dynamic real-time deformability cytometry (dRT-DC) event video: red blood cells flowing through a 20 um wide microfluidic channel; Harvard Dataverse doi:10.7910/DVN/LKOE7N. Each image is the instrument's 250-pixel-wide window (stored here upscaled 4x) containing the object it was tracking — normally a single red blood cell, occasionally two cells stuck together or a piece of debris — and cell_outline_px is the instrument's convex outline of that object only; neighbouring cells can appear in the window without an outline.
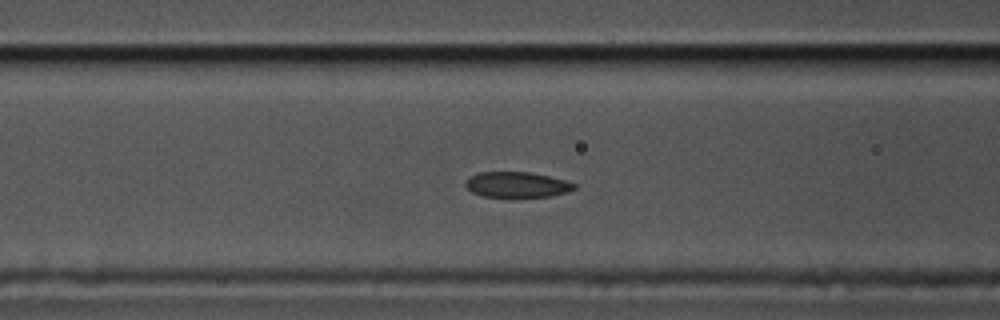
{"species": "common noctule bat (a hibernating species)", "species_latin": "Nyctalus noctula", "temperature_condition": "cold", "stored_images_in_passage": 30, "camera_frame_rate_fps": 3000, "um_per_image_px": 0.085, "animal": {"sex": "male", "body_mass_g": 17.5, "forearm_length_mm": 52.3}, "frame": {"image": 1, "passage_image": 6, "time_ms": 1.667, "image_size_px": [1000, 320], "cell_outline_px": [[576, 188], [568, 192], [552, 196], [520, 200], [512, 200], [484, 196], [472, 192], [464, 184], [464, 180], [468, 176], [480, 172], [532, 172], [564, 180], [576, 184]], "centroid_in_image_um": [43.92, 15.75], "position_along_channel_um": 122.7, "area_um2": 17.17}}
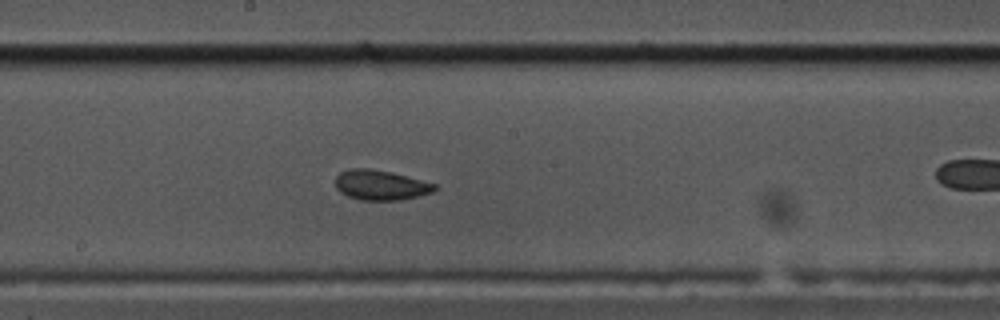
{"frame": {"image": 2, "passage_image": 14, "time_ms": 4.333, "image_size_px": [1000, 320], "cell_outline_px": [[436, 188], [432, 192], [400, 200], [360, 200], [348, 196], [340, 192], [336, 188], [336, 176], [340, 172], [352, 168], [368, 168], [392, 172], [436, 184]], "centroid_in_image_um": [32.32, 15.73], "position_along_channel_um": 215.9, "area_um2": 17.22}}
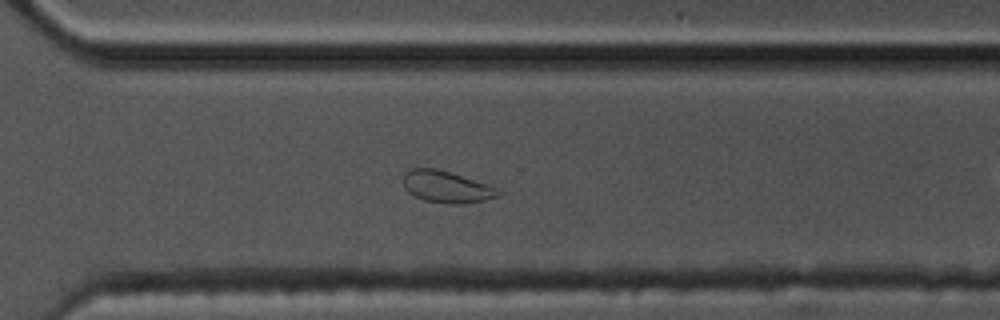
{"frame": {"image": 3, "passage_image": 24, "time_ms": 7.667, "image_size_px": [1000, 320], "cell_outline_px": [[504, 192], [500, 196], [484, 200], [464, 204], [448, 204], [424, 200], [408, 192], [404, 188], [404, 172], [412, 168], [436, 168], [488, 184]], "centroid_in_image_um": [37.98, 15.89], "position_along_channel_um": 332.6, "area_um2": 17.63}}